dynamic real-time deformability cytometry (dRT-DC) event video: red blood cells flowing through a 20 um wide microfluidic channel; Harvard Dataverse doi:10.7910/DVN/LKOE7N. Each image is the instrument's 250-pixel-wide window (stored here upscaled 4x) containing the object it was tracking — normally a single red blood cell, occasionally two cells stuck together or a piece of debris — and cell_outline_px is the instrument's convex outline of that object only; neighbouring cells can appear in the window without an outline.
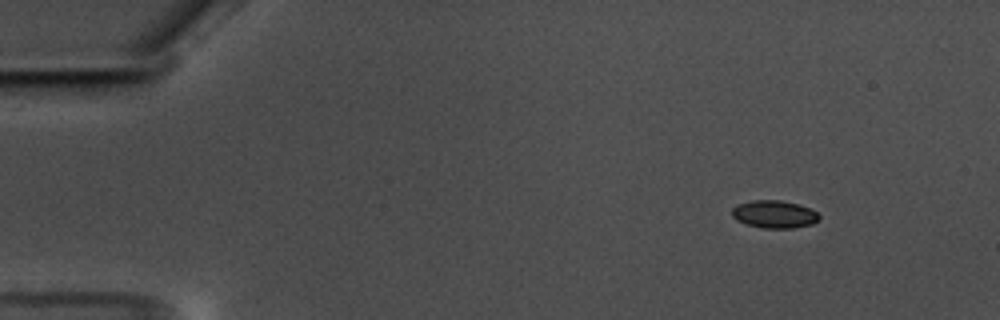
{"species": "common noctule bat (a hibernating species)", "species_latin": "Nyctalus noctula", "temperature_condition": "warm", "stored_images_in_passage": 58, "camera_frame_rate_fps": 3000, "um_per_image_px": 0.085, "animal": {"sex": "male", "body_mass_g": 17.5, "forearm_length_mm": 52.3}, "frame": {"image": 1, "passage_image": 7, "time_ms": 2.0, "image_size_px": [1000, 320], "cell_outline_px": [[820, 220], [812, 224], [792, 228], [764, 228], [744, 224], [736, 220], [732, 216], [732, 208], [740, 204], [752, 200], [780, 200], [796, 204], [808, 208], [816, 212], [820, 216]], "centroid_in_image_um": [65.8, 18.22], "position_along_channel_um": 19.2, "area_um2": 13.99}}
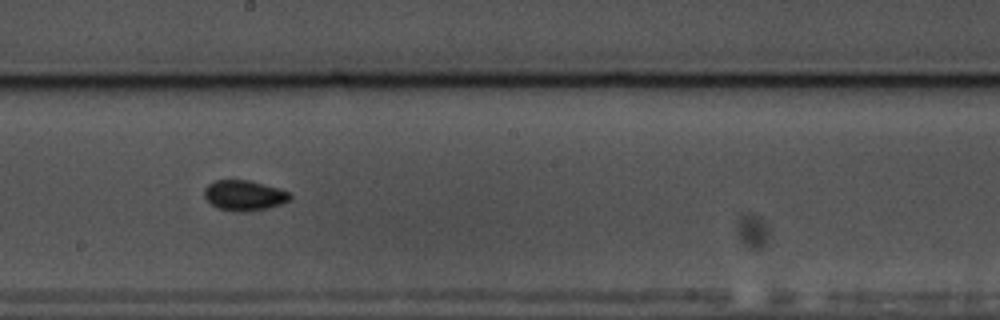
{"frame": {"image": 2, "passage_image": 33, "time_ms": 10.667, "image_size_px": [1000, 320], "cell_outline_px": [[292, 196], [288, 200], [280, 204], [268, 208], [248, 212], [232, 212], [216, 208], [204, 196], [204, 188], [208, 184], [216, 180], [248, 180], [292, 192]], "centroid_in_image_um": [20.75, 16.62], "position_along_channel_um": 227.5, "area_um2": 15.26}}
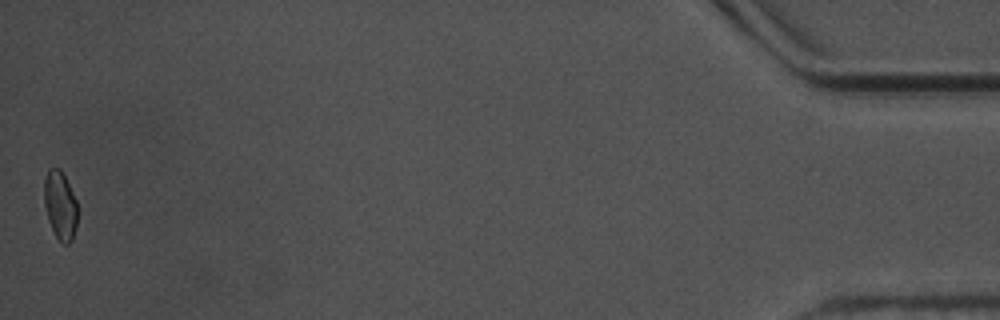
{"frame": {"image": 3, "passage_image": 58, "time_ms": 19.0, "image_size_px": [1000, 320], "cell_outline_px": [[76, 228], [72, 240], [68, 244], [64, 244], [56, 236], [48, 220], [44, 204], [44, 180], [48, 168], [60, 168], [76, 200]], "centroid_in_image_um": [5.1, 17.44], "position_along_channel_um": 430.1, "area_um2": 13.12}, "authors_computed_cell_mechanics": {"area_um2": 13.9876, "velocity_mm_per_s": 3.555, "shape_relaxation_time_tau1_ms": null, "shape_relaxation_time_tau2_ms": 2.2137, "deformation_change_tau1": null, "deformation_change_tau2": 0.0685}}